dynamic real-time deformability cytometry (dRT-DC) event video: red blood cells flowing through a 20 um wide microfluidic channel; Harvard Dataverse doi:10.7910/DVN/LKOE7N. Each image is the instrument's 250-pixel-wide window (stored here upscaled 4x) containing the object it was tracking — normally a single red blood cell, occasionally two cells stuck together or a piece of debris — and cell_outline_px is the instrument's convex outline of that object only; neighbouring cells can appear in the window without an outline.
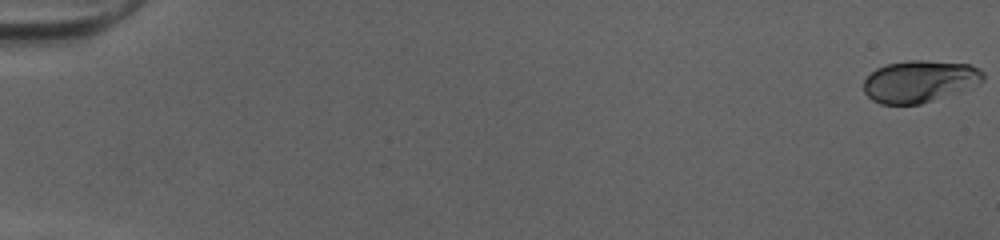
{"species": "human", "species_latin": "Homo sapiens", "temperature_condition": "cold", "stored_images_in_passage": 52, "camera_frame_rate_fps": 3000, "um_per_image_px": 0.085, "donor": {"sex": "female"}, "frame": {"image": 1, "passage_image": 1, "time_ms": 0.0, "image_size_px": [1000, 240], "cell_outline_px": [[984, 80], [932, 100], [920, 104], [880, 104], [872, 100], [864, 92], [864, 80], [876, 68], [884, 64], [912, 60], [928, 60], [968, 64], [980, 68], [984, 72]], "centroid_in_image_um": [78.11, 6.89], "position_along_channel_um": 6.9, "area_um2": 28.78}}
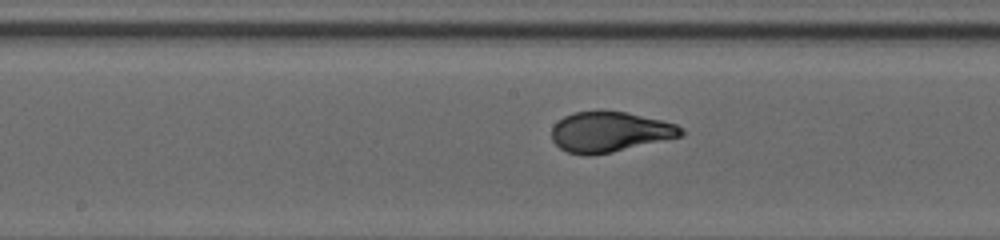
{"frame": {"image": 2, "passage_image": 29, "time_ms": 9.333, "image_size_px": [1000, 240], "cell_outline_px": [[684, 136], [612, 152], [588, 156], [584, 156], [568, 152], [560, 148], [552, 140], [552, 128], [564, 116], [576, 112], [600, 108], [624, 112], [660, 120], [676, 124], [684, 128]], "centroid_in_image_um": [51.84, 11.2], "position_along_channel_um": 196.4, "area_um2": 30.75}}
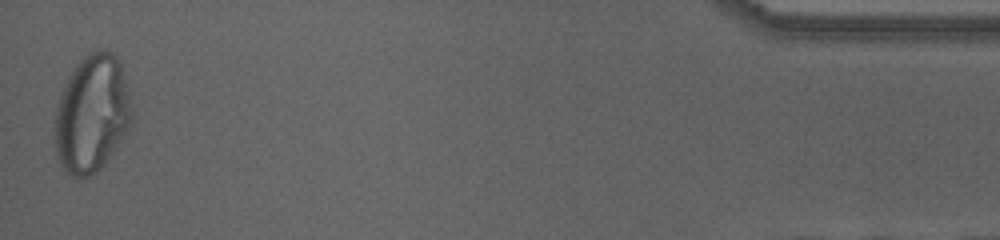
{"frame": {"image": 3, "passage_image": 52, "time_ms": 17.0, "image_size_px": [1000, 240], "cell_outline_px": [[132, 124], [104, 164], [96, 172], [88, 176], [76, 180], [60, 164], [56, 152], [56, 112], [60, 96], [68, 76], [76, 64], [84, 56], [100, 48], [112, 52], [120, 60], [132, 104]], "centroid_in_image_um": [7.84, 9.66], "position_along_channel_um": 427.4, "area_um2": 52.6}, "authors_computed_cell_mechanics": {"area_um2": 30.7207, "velocity_mm_per_s": 4.056, "shape_relaxation_time_tau1_ms": 4.6247, "shape_relaxation_time_tau2_ms": null, "deformation_change_tau1": 0.1927, "deformation_change_tau2": null}}